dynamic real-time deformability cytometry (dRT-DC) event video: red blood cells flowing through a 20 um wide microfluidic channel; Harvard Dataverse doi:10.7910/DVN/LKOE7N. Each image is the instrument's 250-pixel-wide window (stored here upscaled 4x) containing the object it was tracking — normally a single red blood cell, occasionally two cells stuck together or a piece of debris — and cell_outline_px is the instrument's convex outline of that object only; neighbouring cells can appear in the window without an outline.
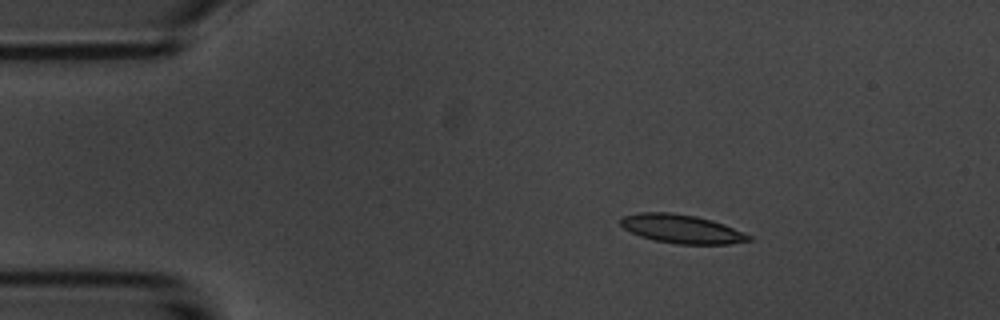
{"species": "common noctule bat (a hibernating species)", "species_latin": "Nyctalus noctula", "temperature_condition": "room temperature", "stored_images_in_passage": 5, "camera_frame_rate_fps": 3000, "um_per_image_px": 0.085, "animal": {"sex": "male", "body_mass_g": 20.1, "forearm_length_mm": 53.5}, "frame": {"image": 1, "passage_image": 3, "time_ms": 2.333, "image_size_px": [1000, 320], "cell_outline_px": [[752, 240], [728, 244], [676, 244], [652, 240], [640, 236], [624, 228], [620, 224], [620, 216], [640, 212], [668, 212], [696, 216], [712, 220], [724, 224], [752, 236]], "centroid_in_image_um": [57.92, 19.45], "position_along_channel_um": 27.1, "area_um2": 21.5}}